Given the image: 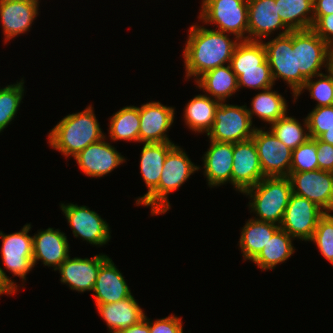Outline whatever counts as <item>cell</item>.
<instances>
[{
	"label": "cell",
	"mask_w": 333,
	"mask_h": 333,
	"mask_svg": "<svg viewBox=\"0 0 333 333\" xmlns=\"http://www.w3.org/2000/svg\"><path fill=\"white\" fill-rule=\"evenodd\" d=\"M240 41L229 39L224 32L192 25L183 51L186 78L194 76L196 81L207 71L230 64Z\"/></svg>",
	"instance_id": "6da1fadb"
},
{
	"label": "cell",
	"mask_w": 333,
	"mask_h": 333,
	"mask_svg": "<svg viewBox=\"0 0 333 333\" xmlns=\"http://www.w3.org/2000/svg\"><path fill=\"white\" fill-rule=\"evenodd\" d=\"M102 133L92 105L84 111L69 114L57 123L48 135V143L66 157L76 156L88 145L99 142Z\"/></svg>",
	"instance_id": "7a4b0ae2"
},
{
	"label": "cell",
	"mask_w": 333,
	"mask_h": 333,
	"mask_svg": "<svg viewBox=\"0 0 333 333\" xmlns=\"http://www.w3.org/2000/svg\"><path fill=\"white\" fill-rule=\"evenodd\" d=\"M199 168L191 162L182 148L176 145L166 156L158 186L140 205L150 206L151 215L165 214L171 208L168 194L182 186Z\"/></svg>",
	"instance_id": "3957f363"
},
{
	"label": "cell",
	"mask_w": 333,
	"mask_h": 333,
	"mask_svg": "<svg viewBox=\"0 0 333 333\" xmlns=\"http://www.w3.org/2000/svg\"><path fill=\"white\" fill-rule=\"evenodd\" d=\"M243 194L250 196L249 208L259 216L254 219L280 226L292 194V185L289 177H264Z\"/></svg>",
	"instance_id": "277c9868"
},
{
	"label": "cell",
	"mask_w": 333,
	"mask_h": 333,
	"mask_svg": "<svg viewBox=\"0 0 333 333\" xmlns=\"http://www.w3.org/2000/svg\"><path fill=\"white\" fill-rule=\"evenodd\" d=\"M263 44L274 82L282 78L295 96L306 82L300 70H297L296 31L276 36Z\"/></svg>",
	"instance_id": "5b68a950"
},
{
	"label": "cell",
	"mask_w": 333,
	"mask_h": 333,
	"mask_svg": "<svg viewBox=\"0 0 333 333\" xmlns=\"http://www.w3.org/2000/svg\"><path fill=\"white\" fill-rule=\"evenodd\" d=\"M199 19L217 25V31L248 40V0H202Z\"/></svg>",
	"instance_id": "8992f818"
},
{
	"label": "cell",
	"mask_w": 333,
	"mask_h": 333,
	"mask_svg": "<svg viewBox=\"0 0 333 333\" xmlns=\"http://www.w3.org/2000/svg\"><path fill=\"white\" fill-rule=\"evenodd\" d=\"M256 127L246 105L238 106L220 102L216 109L214 124L207 136L216 142L237 143L252 139Z\"/></svg>",
	"instance_id": "52a82bcc"
},
{
	"label": "cell",
	"mask_w": 333,
	"mask_h": 333,
	"mask_svg": "<svg viewBox=\"0 0 333 333\" xmlns=\"http://www.w3.org/2000/svg\"><path fill=\"white\" fill-rule=\"evenodd\" d=\"M296 60L297 70L306 80L318 78L321 67L329 70L333 66V49L312 29L297 30Z\"/></svg>",
	"instance_id": "ba28073f"
},
{
	"label": "cell",
	"mask_w": 333,
	"mask_h": 333,
	"mask_svg": "<svg viewBox=\"0 0 333 333\" xmlns=\"http://www.w3.org/2000/svg\"><path fill=\"white\" fill-rule=\"evenodd\" d=\"M260 165L265 177H288L291 168L292 150L279 140L271 130L257 128L252 136Z\"/></svg>",
	"instance_id": "9c48e42d"
},
{
	"label": "cell",
	"mask_w": 333,
	"mask_h": 333,
	"mask_svg": "<svg viewBox=\"0 0 333 333\" xmlns=\"http://www.w3.org/2000/svg\"><path fill=\"white\" fill-rule=\"evenodd\" d=\"M325 212L310 200L291 194L285 209L280 228L286 231L293 240L310 241L319 219Z\"/></svg>",
	"instance_id": "30bf717a"
},
{
	"label": "cell",
	"mask_w": 333,
	"mask_h": 333,
	"mask_svg": "<svg viewBox=\"0 0 333 333\" xmlns=\"http://www.w3.org/2000/svg\"><path fill=\"white\" fill-rule=\"evenodd\" d=\"M292 193L315 203L325 213L333 209V172L313 170L290 172Z\"/></svg>",
	"instance_id": "8fae6325"
},
{
	"label": "cell",
	"mask_w": 333,
	"mask_h": 333,
	"mask_svg": "<svg viewBox=\"0 0 333 333\" xmlns=\"http://www.w3.org/2000/svg\"><path fill=\"white\" fill-rule=\"evenodd\" d=\"M30 224L23 226L22 230L5 235L0 231L2 238L1 257L2 261L13 275L26 280V275L33 266V236H29Z\"/></svg>",
	"instance_id": "7c38bea8"
},
{
	"label": "cell",
	"mask_w": 333,
	"mask_h": 333,
	"mask_svg": "<svg viewBox=\"0 0 333 333\" xmlns=\"http://www.w3.org/2000/svg\"><path fill=\"white\" fill-rule=\"evenodd\" d=\"M61 209L73 229L74 237H81L92 245L102 246L110 240V228L104 219L87 206L61 203Z\"/></svg>",
	"instance_id": "4fadbf2b"
},
{
	"label": "cell",
	"mask_w": 333,
	"mask_h": 333,
	"mask_svg": "<svg viewBox=\"0 0 333 333\" xmlns=\"http://www.w3.org/2000/svg\"><path fill=\"white\" fill-rule=\"evenodd\" d=\"M264 177L253 139L233 143L231 184L236 190L243 193Z\"/></svg>",
	"instance_id": "5bb4252c"
},
{
	"label": "cell",
	"mask_w": 333,
	"mask_h": 333,
	"mask_svg": "<svg viewBox=\"0 0 333 333\" xmlns=\"http://www.w3.org/2000/svg\"><path fill=\"white\" fill-rule=\"evenodd\" d=\"M174 108L158 102H149L139 107L140 129L139 142H171L166 135L174 122Z\"/></svg>",
	"instance_id": "9a60e30c"
},
{
	"label": "cell",
	"mask_w": 333,
	"mask_h": 333,
	"mask_svg": "<svg viewBox=\"0 0 333 333\" xmlns=\"http://www.w3.org/2000/svg\"><path fill=\"white\" fill-rule=\"evenodd\" d=\"M103 138L99 142L88 145L73 158L80 169L90 177H102L112 172L125 162V158Z\"/></svg>",
	"instance_id": "2e32d148"
},
{
	"label": "cell",
	"mask_w": 333,
	"mask_h": 333,
	"mask_svg": "<svg viewBox=\"0 0 333 333\" xmlns=\"http://www.w3.org/2000/svg\"><path fill=\"white\" fill-rule=\"evenodd\" d=\"M277 12L275 0H248V40L262 41L281 28L284 30L278 36L288 34L290 30Z\"/></svg>",
	"instance_id": "e0dca14e"
},
{
	"label": "cell",
	"mask_w": 333,
	"mask_h": 333,
	"mask_svg": "<svg viewBox=\"0 0 333 333\" xmlns=\"http://www.w3.org/2000/svg\"><path fill=\"white\" fill-rule=\"evenodd\" d=\"M107 255L99 254L93 258H70L59 266L60 281L69 285L71 290L78 292L93 291L100 266L108 259Z\"/></svg>",
	"instance_id": "ac0fdd59"
},
{
	"label": "cell",
	"mask_w": 333,
	"mask_h": 333,
	"mask_svg": "<svg viewBox=\"0 0 333 333\" xmlns=\"http://www.w3.org/2000/svg\"><path fill=\"white\" fill-rule=\"evenodd\" d=\"M39 0H0V21L5 43L25 33L38 13Z\"/></svg>",
	"instance_id": "d6986e66"
},
{
	"label": "cell",
	"mask_w": 333,
	"mask_h": 333,
	"mask_svg": "<svg viewBox=\"0 0 333 333\" xmlns=\"http://www.w3.org/2000/svg\"><path fill=\"white\" fill-rule=\"evenodd\" d=\"M33 266L42 261L45 266H59L69 257V244L65 233L59 229L40 230L33 236Z\"/></svg>",
	"instance_id": "ffe728a7"
},
{
	"label": "cell",
	"mask_w": 333,
	"mask_h": 333,
	"mask_svg": "<svg viewBox=\"0 0 333 333\" xmlns=\"http://www.w3.org/2000/svg\"><path fill=\"white\" fill-rule=\"evenodd\" d=\"M93 291L96 304L116 303L132 296L122 273L111 258L100 266Z\"/></svg>",
	"instance_id": "44dd1931"
},
{
	"label": "cell",
	"mask_w": 333,
	"mask_h": 333,
	"mask_svg": "<svg viewBox=\"0 0 333 333\" xmlns=\"http://www.w3.org/2000/svg\"><path fill=\"white\" fill-rule=\"evenodd\" d=\"M210 148L202 158L204 161V175L209 187L231 183L233 167V143L216 142L210 140Z\"/></svg>",
	"instance_id": "7402d4cb"
},
{
	"label": "cell",
	"mask_w": 333,
	"mask_h": 333,
	"mask_svg": "<svg viewBox=\"0 0 333 333\" xmlns=\"http://www.w3.org/2000/svg\"><path fill=\"white\" fill-rule=\"evenodd\" d=\"M175 146L173 142L144 143L140 170L148 192L136 200V205H139L158 186L166 156Z\"/></svg>",
	"instance_id": "603a6c76"
},
{
	"label": "cell",
	"mask_w": 333,
	"mask_h": 333,
	"mask_svg": "<svg viewBox=\"0 0 333 333\" xmlns=\"http://www.w3.org/2000/svg\"><path fill=\"white\" fill-rule=\"evenodd\" d=\"M96 307L109 327L110 333H117L137 324L145 317L133 295L116 303L96 304Z\"/></svg>",
	"instance_id": "cb8c5ba5"
},
{
	"label": "cell",
	"mask_w": 333,
	"mask_h": 333,
	"mask_svg": "<svg viewBox=\"0 0 333 333\" xmlns=\"http://www.w3.org/2000/svg\"><path fill=\"white\" fill-rule=\"evenodd\" d=\"M196 83L198 88L205 90L212 99L215 98L219 102H225L239 90L237 75L232 71L230 64L207 71Z\"/></svg>",
	"instance_id": "d4e9b609"
},
{
	"label": "cell",
	"mask_w": 333,
	"mask_h": 333,
	"mask_svg": "<svg viewBox=\"0 0 333 333\" xmlns=\"http://www.w3.org/2000/svg\"><path fill=\"white\" fill-rule=\"evenodd\" d=\"M279 228V225L271 222L258 221L253 218L248 220L242 227L239 241L244 259L253 261Z\"/></svg>",
	"instance_id": "484cf974"
},
{
	"label": "cell",
	"mask_w": 333,
	"mask_h": 333,
	"mask_svg": "<svg viewBox=\"0 0 333 333\" xmlns=\"http://www.w3.org/2000/svg\"><path fill=\"white\" fill-rule=\"evenodd\" d=\"M220 102L205 94H199L191 99L184 109L186 125L195 132H208L214 124V117Z\"/></svg>",
	"instance_id": "4316f807"
},
{
	"label": "cell",
	"mask_w": 333,
	"mask_h": 333,
	"mask_svg": "<svg viewBox=\"0 0 333 333\" xmlns=\"http://www.w3.org/2000/svg\"><path fill=\"white\" fill-rule=\"evenodd\" d=\"M294 251L292 237L279 228L252 262L262 270L274 269L276 265L289 259Z\"/></svg>",
	"instance_id": "83f0119b"
},
{
	"label": "cell",
	"mask_w": 333,
	"mask_h": 333,
	"mask_svg": "<svg viewBox=\"0 0 333 333\" xmlns=\"http://www.w3.org/2000/svg\"><path fill=\"white\" fill-rule=\"evenodd\" d=\"M278 14L290 31L313 26V0H275Z\"/></svg>",
	"instance_id": "f1b7e54d"
},
{
	"label": "cell",
	"mask_w": 333,
	"mask_h": 333,
	"mask_svg": "<svg viewBox=\"0 0 333 333\" xmlns=\"http://www.w3.org/2000/svg\"><path fill=\"white\" fill-rule=\"evenodd\" d=\"M252 108H248V113L252 120L256 115L264 122L272 124L287 114V103L278 91H273L272 87L262 90L251 102Z\"/></svg>",
	"instance_id": "f546056e"
},
{
	"label": "cell",
	"mask_w": 333,
	"mask_h": 333,
	"mask_svg": "<svg viewBox=\"0 0 333 333\" xmlns=\"http://www.w3.org/2000/svg\"><path fill=\"white\" fill-rule=\"evenodd\" d=\"M139 107L126 106L110 118L109 137L113 141L127 140L139 142Z\"/></svg>",
	"instance_id": "4dcf8cb0"
},
{
	"label": "cell",
	"mask_w": 333,
	"mask_h": 333,
	"mask_svg": "<svg viewBox=\"0 0 333 333\" xmlns=\"http://www.w3.org/2000/svg\"><path fill=\"white\" fill-rule=\"evenodd\" d=\"M303 122L305 130L296 118L286 114L272 123L269 129L282 143L294 150L310 138L307 118Z\"/></svg>",
	"instance_id": "1f68e13d"
},
{
	"label": "cell",
	"mask_w": 333,
	"mask_h": 333,
	"mask_svg": "<svg viewBox=\"0 0 333 333\" xmlns=\"http://www.w3.org/2000/svg\"><path fill=\"white\" fill-rule=\"evenodd\" d=\"M267 60L263 41L241 40L232 54V69L259 68Z\"/></svg>",
	"instance_id": "d6a6232c"
},
{
	"label": "cell",
	"mask_w": 333,
	"mask_h": 333,
	"mask_svg": "<svg viewBox=\"0 0 333 333\" xmlns=\"http://www.w3.org/2000/svg\"><path fill=\"white\" fill-rule=\"evenodd\" d=\"M23 81L0 88V133L17 114L25 89Z\"/></svg>",
	"instance_id": "836d02e7"
},
{
	"label": "cell",
	"mask_w": 333,
	"mask_h": 333,
	"mask_svg": "<svg viewBox=\"0 0 333 333\" xmlns=\"http://www.w3.org/2000/svg\"><path fill=\"white\" fill-rule=\"evenodd\" d=\"M327 74H319L320 79L313 81L306 80L301 90L294 96V100L300 96L304 89L309 90L310 97L317 101L314 108L333 105V66L327 70Z\"/></svg>",
	"instance_id": "e575fe53"
},
{
	"label": "cell",
	"mask_w": 333,
	"mask_h": 333,
	"mask_svg": "<svg viewBox=\"0 0 333 333\" xmlns=\"http://www.w3.org/2000/svg\"><path fill=\"white\" fill-rule=\"evenodd\" d=\"M232 71L237 75L239 89L247 87L265 90L273 87L275 83L268 60L259 65V68L232 69Z\"/></svg>",
	"instance_id": "d590c367"
},
{
	"label": "cell",
	"mask_w": 333,
	"mask_h": 333,
	"mask_svg": "<svg viewBox=\"0 0 333 333\" xmlns=\"http://www.w3.org/2000/svg\"><path fill=\"white\" fill-rule=\"evenodd\" d=\"M319 169L315 138H309L305 143L292 150L290 172H305Z\"/></svg>",
	"instance_id": "8d00e7d4"
},
{
	"label": "cell",
	"mask_w": 333,
	"mask_h": 333,
	"mask_svg": "<svg viewBox=\"0 0 333 333\" xmlns=\"http://www.w3.org/2000/svg\"><path fill=\"white\" fill-rule=\"evenodd\" d=\"M310 241L316 243L321 255L333 265V217L330 213L319 219Z\"/></svg>",
	"instance_id": "74e56055"
},
{
	"label": "cell",
	"mask_w": 333,
	"mask_h": 333,
	"mask_svg": "<svg viewBox=\"0 0 333 333\" xmlns=\"http://www.w3.org/2000/svg\"><path fill=\"white\" fill-rule=\"evenodd\" d=\"M310 138H318L333 129V105L314 108L306 117Z\"/></svg>",
	"instance_id": "f35d334b"
},
{
	"label": "cell",
	"mask_w": 333,
	"mask_h": 333,
	"mask_svg": "<svg viewBox=\"0 0 333 333\" xmlns=\"http://www.w3.org/2000/svg\"><path fill=\"white\" fill-rule=\"evenodd\" d=\"M150 333H183L181 318L178 316H168L165 318L150 321L148 318Z\"/></svg>",
	"instance_id": "ab89813d"
},
{
	"label": "cell",
	"mask_w": 333,
	"mask_h": 333,
	"mask_svg": "<svg viewBox=\"0 0 333 333\" xmlns=\"http://www.w3.org/2000/svg\"><path fill=\"white\" fill-rule=\"evenodd\" d=\"M311 29L333 49V13L321 16Z\"/></svg>",
	"instance_id": "60d3db41"
},
{
	"label": "cell",
	"mask_w": 333,
	"mask_h": 333,
	"mask_svg": "<svg viewBox=\"0 0 333 333\" xmlns=\"http://www.w3.org/2000/svg\"><path fill=\"white\" fill-rule=\"evenodd\" d=\"M317 161L320 170L333 172V145L315 138Z\"/></svg>",
	"instance_id": "b9f144b4"
},
{
	"label": "cell",
	"mask_w": 333,
	"mask_h": 333,
	"mask_svg": "<svg viewBox=\"0 0 333 333\" xmlns=\"http://www.w3.org/2000/svg\"><path fill=\"white\" fill-rule=\"evenodd\" d=\"M333 13V0H313V24L321 17Z\"/></svg>",
	"instance_id": "7bdbcfd3"
},
{
	"label": "cell",
	"mask_w": 333,
	"mask_h": 333,
	"mask_svg": "<svg viewBox=\"0 0 333 333\" xmlns=\"http://www.w3.org/2000/svg\"><path fill=\"white\" fill-rule=\"evenodd\" d=\"M17 290V285L15 281L6 275L4 270L0 266V295L2 294H13Z\"/></svg>",
	"instance_id": "ee69618b"
},
{
	"label": "cell",
	"mask_w": 333,
	"mask_h": 333,
	"mask_svg": "<svg viewBox=\"0 0 333 333\" xmlns=\"http://www.w3.org/2000/svg\"><path fill=\"white\" fill-rule=\"evenodd\" d=\"M117 333H150L147 316L145 315L144 319H142L139 323L131 325L128 328L122 329Z\"/></svg>",
	"instance_id": "f6af8a7d"
},
{
	"label": "cell",
	"mask_w": 333,
	"mask_h": 333,
	"mask_svg": "<svg viewBox=\"0 0 333 333\" xmlns=\"http://www.w3.org/2000/svg\"><path fill=\"white\" fill-rule=\"evenodd\" d=\"M318 139L324 143L333 145V129H328V131L322 133Z\"/></svg>",
	"instance_id": "bcb514c9"
}]
</instances>
